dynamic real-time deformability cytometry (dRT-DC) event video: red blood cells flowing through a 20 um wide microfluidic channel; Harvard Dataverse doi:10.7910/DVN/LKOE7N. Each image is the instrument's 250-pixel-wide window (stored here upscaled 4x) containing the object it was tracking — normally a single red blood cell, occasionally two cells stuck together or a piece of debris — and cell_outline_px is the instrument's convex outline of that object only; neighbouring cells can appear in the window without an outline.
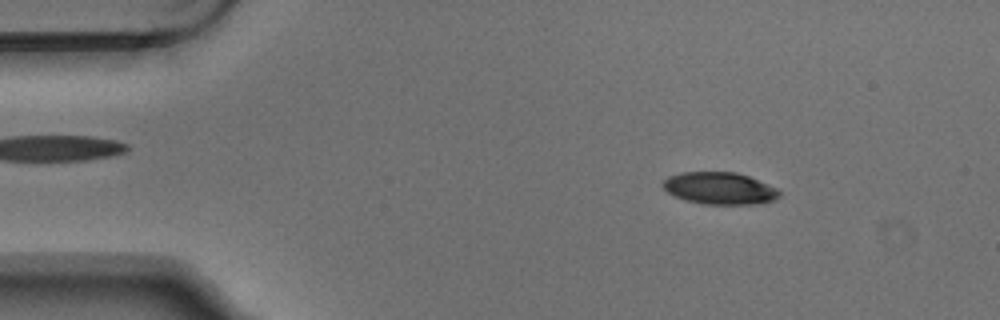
{"species": "Egyptian fruit bat (a non-hibernating species)", "species_latin": "Rousettus aegyptiacus", "temperature_condition": "warm", "stored_images_in_passage": 5, "camera_frame_rate_fps": 3000, "um_per_image_px": 0.085, "animal": {"sex": "male"}, "frame": {"image": 1, "passage_image": 2, "time_ms": 0.333, "image_size_px": [1000, 320], "cell_outline_px": [[780, 196], [772, 200], [756, 204], [704, 204], [684, 200], [668, 192], [660, 184], [668, 176], [680, 172], [736, 172], [748, 176], [776, 188], [780, 192]], "centroid_in_image_um": [61.13, 16.0], "position_along_channel_um": 23.9, "area_um2": 21.68}}
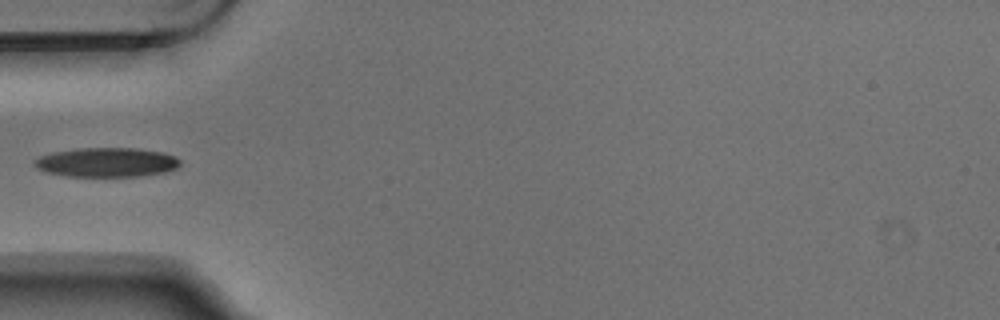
{"frame": {"image": 2, "passage_image": 5, "time_ms": 1.333, "image_size_px": [1000, 320], "cell_outline_px": [[180, 164], [176, 168], [164, 172], [140, 176], [64, 176], [48, 172], [36, 168], [32, 164], [32, 160], [40, 156], [52, 152], [80, 148], [136, 148], [164, 152], [176, 156], [180, 160]], "centroid_in_image_um": [9.05, 13.79], "position_along_channel_um": 76.0, "area_um2": 25.03}}